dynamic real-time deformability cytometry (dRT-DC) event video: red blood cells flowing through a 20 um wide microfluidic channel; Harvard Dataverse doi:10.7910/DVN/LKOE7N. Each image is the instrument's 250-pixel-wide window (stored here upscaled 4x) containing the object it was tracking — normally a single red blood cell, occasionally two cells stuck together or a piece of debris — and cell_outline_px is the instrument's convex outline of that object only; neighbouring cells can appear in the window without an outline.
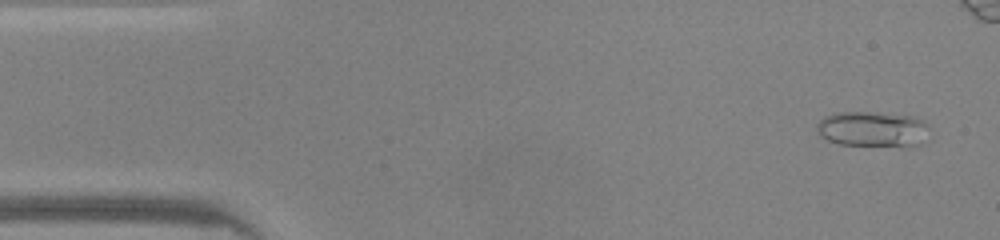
{"species": "common noctule bat (a hibernating species)", "species_latin": "Nyctalus noctula", "temperature_condition": "warm", "stored_images_in_passage": 45, "camera_frame_rate_fps": 3000, "um_per_image_px": 0.085, "animal": {"sex": "male", "body_mass_g": 20.0, "forearm_length_mm": 53.3}, "frame": {"image": 1, "passage_image": 1, "time_ms": 0.0, "image_size_px": [1000, 240], "cell_outline_px": [[928, 140], [920, 144], [840, 144], [828, 140], [820, 136], [816, 132], [816, 124], [824, 116], [836, 112], [872, 112], [912, 116], [924, 120], [928, 128]], "centroid_in_image_um": [74.14, 10.93], "position_along_channel_um": 10.9, "area_um2": 22.89}}
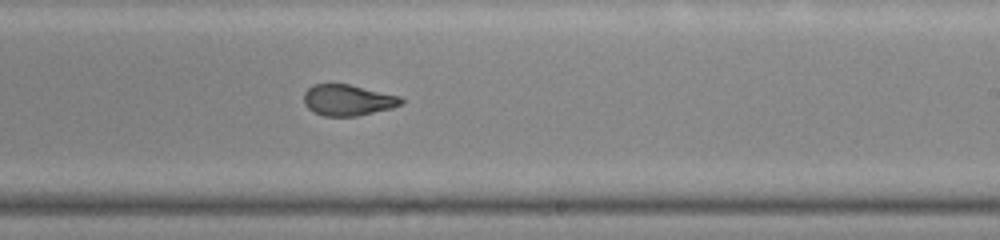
{"frame": {"image": 2, "passage_image": 26, "time_ms": 8.333, "image_size_px": [1000, 240], "cell_outline_px": [[404, 104], [392, 108], [356, 116], [324, 116], [308, 108], [304, 104], [304, 92], [312, 84], [348, 84], [400, 96], [404, 100]], "centroid_in_image_um": [29.58, 8.51], "position_along_channel_um": 259.4, "area_um2": 17.57}}
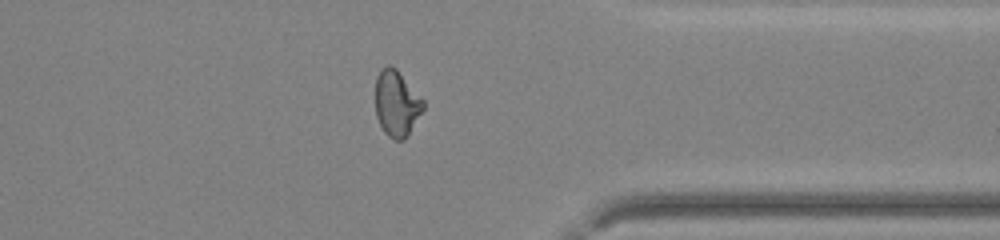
{"frame": {"image": 3, "passage_image": 35, "time_ms": 11.333, "image_size_px": [1000, 240], "cell_outline_px": [[424, 108], [408, 136], [404, 140], [396, 140], [388, 136], [384, 132], [376, 116], [376, 76], [388, 64], [392, 64], [396, 68], [424, 100]], "centroid_in_image_um": [33.72, 8.8], "position_along_channel_um": 377.7, "area_um2": 18.38}, "authors_computed_cell_mechanics": {"area_um2": 19.1318, "velocity_mm_per_s": 4.2796, "shape_relaxation_time_tau1_ms": null, "shape_relaxation_time_tau2_ms": 0.9333, "deformation_change_tau1": null, "deformation_change_tau2": 0.0722}}